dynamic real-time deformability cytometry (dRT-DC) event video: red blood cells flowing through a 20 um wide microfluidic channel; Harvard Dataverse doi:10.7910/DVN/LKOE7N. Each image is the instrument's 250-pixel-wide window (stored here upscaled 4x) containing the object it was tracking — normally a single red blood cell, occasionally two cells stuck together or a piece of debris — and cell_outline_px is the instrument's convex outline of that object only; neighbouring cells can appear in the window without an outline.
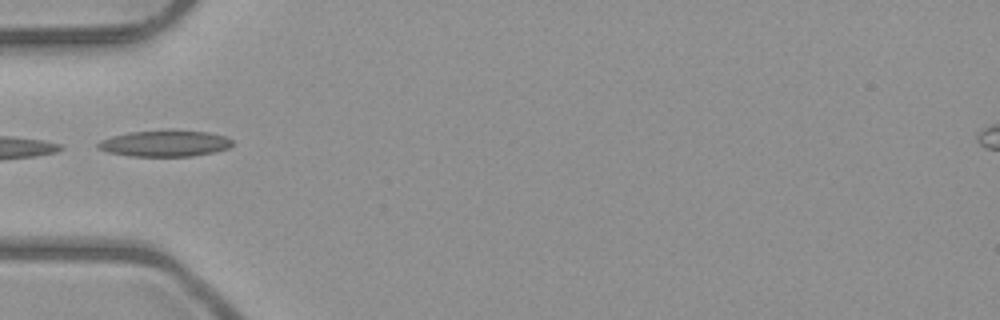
{"species": "common noctule bat (a hibernating species)", "species_latin": "Nyctalus noctula", "temperature_condition": "room temperature", "stored_images_in_passage": 5, "camera_frame_rate_fps": 3000, "um_per_image_px": 0.085, "animal": {"sex": "male", "body_mass_g": 23.1, "forearm_length_mm": 52.7}, "frame": {"image": 1, "passage_image": 4, "time_ms": 4.333, "image_size_px": [1000, 320], "cell_outline_px": [[232, 144], [228, 148], [212, 152], [192, 156], [132, 156], [108, 152], [96, 148], [96, 144], [100, 140], [112, 136], [132, 132], [176, 128], [208, 132], [224, 136], [232, 140]], "centroid_in_image_um": [14.0, 12.16], "position_along_channel_um": 71.0, "area_um2": 20.87}}
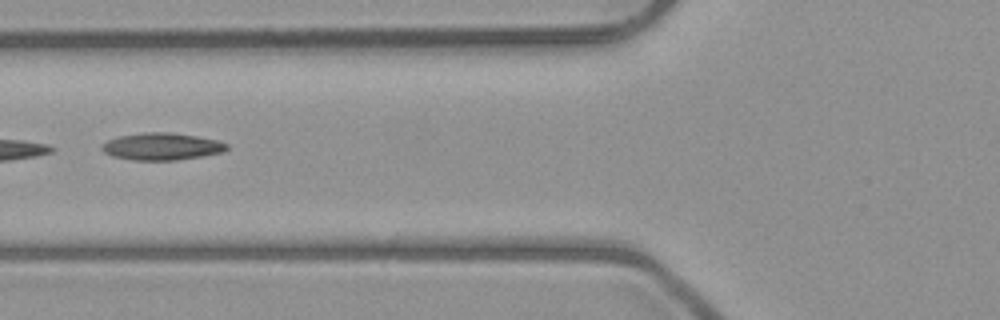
{"frame": {"image": 2, "passage_image": 5, "time_ms": 5.333, "image_size_px": [1000, 320], "cell_outline_px": [[228, 148], [224, 152], [176, 160], [132, 160], [112, 156], [104, 152], [100, 148], [108, 140], [120, 136], [144, 132], [168, 132], [196, 136], [216, 140], [228, 144]], "centroid_in_image_um": [13.75, 12.45], "position_along_channel_um": 112.1, "area_um2": 19.59}}